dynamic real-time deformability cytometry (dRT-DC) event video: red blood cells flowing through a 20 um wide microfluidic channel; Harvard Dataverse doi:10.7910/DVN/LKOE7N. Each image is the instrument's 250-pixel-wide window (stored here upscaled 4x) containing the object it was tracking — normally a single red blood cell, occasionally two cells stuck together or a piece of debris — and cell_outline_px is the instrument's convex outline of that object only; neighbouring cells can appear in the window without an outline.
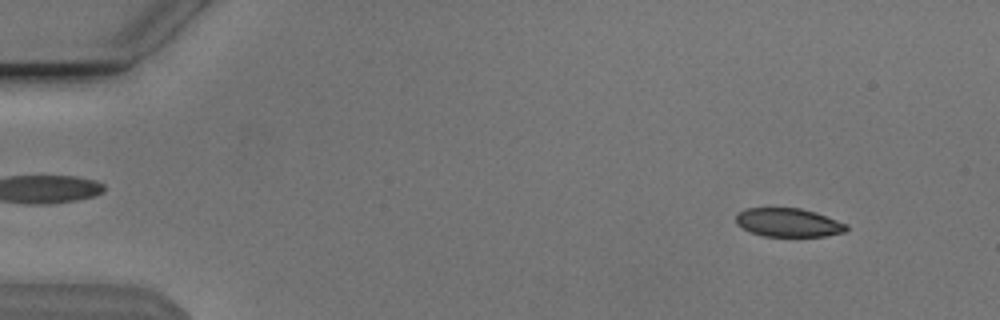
{"species": "Egyptian fruit bat (a non-hibernating species)", "species_latin": "Rousettus aegyptiacus", "temperature_condition": "cold", "stored_images_in_passage": 53, "camera_frame_rate_fps": 3000, "um_per_image_px": 0.085, "animal": {"sex": "male"}, "frame": {"image": 1, "passage_image": 5, "time_ms": 1.333, "image_size_px": [1000, 320], "cell_outline_px": [[848, 228], [844, 232], [824, 236], [764, 236], [752, 232], [736, 224], [736, 216], [744, 208], [800, 208], [816, 212], [848, 224]], "centroid_in_image_um": [67.03, 18.91], "position_along_channel_um": 18.0, "area_um2": 18.32}}
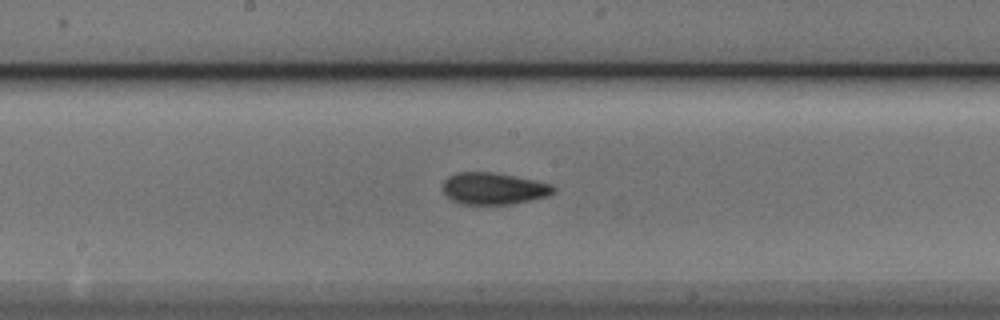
{"frame": {"image": 2, "passage_image": 28, "time_ms": 9.0, "image_size_px": [1000, 320], "cell_outline_px": [[556, 192], [548, 196], [532, 200], [512, 204], [460, 204], [452, 200], [444, 192], [444, 180], [448, 176], [456, 172], [492, 172], [516, 176], [552, 184], [556, 188]], "centroid_in_image_um": [41.99, 16.02], "position_along_channel_um": 206.2, "area_um2": 20.63}}
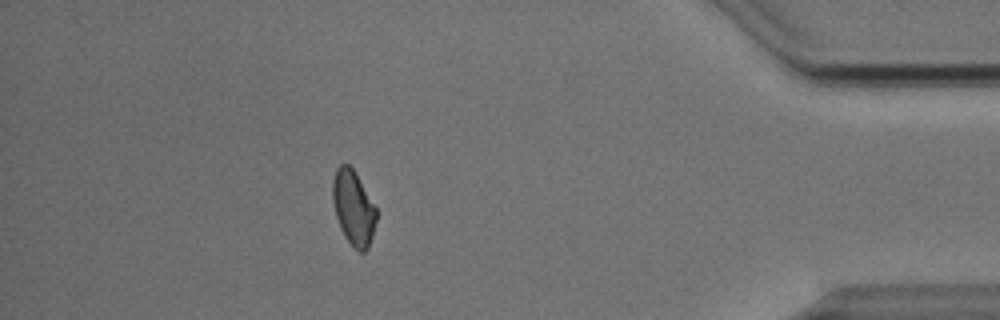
{"frame": {"image": 3, "passage_image": 47, "time_ms": 15.333, "image_size_px": [1000, 320], "cell_outline_px": [[376, 220], [372, 236], [368, 248], [364, 252], [360, 252], [352, 248], [344, 236], [340, 228], [336, 216], [332, 200], [332, 180], [336, 168], [340, 164], [348, 164], [356, 172], [376, 208]], "centroid_in_image_um": [30.02, 17.67], "position_along_channel_um": 405.2, "area_um2": 19.19}, "authors_computed_cell_mechanics": {"area_um2": 19.8832, "velocity_mm_per_s": 3.8426, "shape_relaxation_time_tau1_ms": 4.8615, "shape_relaxation_time_tau2_ms": 2.0847, "deformation_change_tau1": 0.1062, "deformation_change_tau2": 0.0674}}